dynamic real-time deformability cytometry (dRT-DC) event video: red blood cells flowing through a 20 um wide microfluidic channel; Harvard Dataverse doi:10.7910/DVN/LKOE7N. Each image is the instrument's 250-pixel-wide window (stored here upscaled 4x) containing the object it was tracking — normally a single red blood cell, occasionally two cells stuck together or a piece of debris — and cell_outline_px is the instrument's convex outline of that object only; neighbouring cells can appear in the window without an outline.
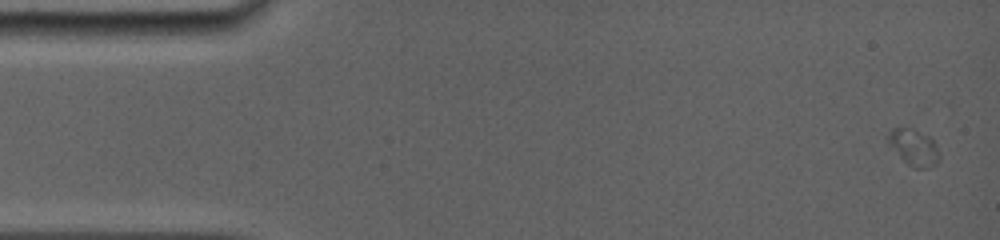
{"species": "common noctule bat (a hibernating species)", "species_latin": "Nyctalus noctula", "temperature_condition": "room temperature", "stored_images_in_passage": 6, "camera_frame_rate_fps": 5000, "um_per_image_px": 0.085, "animal": {"sex": "female", "body_mass_g": 19.0, "forearm_length_mm": 56.7}, "frame": {"image": 1, "passage_image": 1, "time_ms": 0.0, "image_size_px": [1000, 240], "cell_outline_px": [[940, 160], [936, 164], [928, 168], [916, 168], [908, 164], [888, 144], [888, 132], [892, 128], [912, 128], [928, 136], [936, 144], [940, 156]], "centroid_in_image_um": [77.69, 12.53], "position_along_channel_um": 7.3, "area_um2": 10.75}}
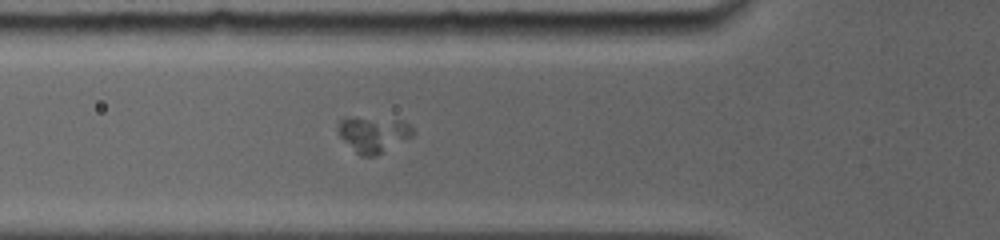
{"frame": {"image": 2, "passage_image": 6, "time_ms": 5.4, "image_size_px": [1000, 240], "cell_outline_px": [[416, 132], [412, 136], [376, 156], [360, 156], [340, 136], [340, 120], [344, 116], [352, 116], [400, 120], [408, 124]], "centroid_in_image_um": [31.75, 11.39], "position_along_channel_um": 94.1, "area_um2": 15.49}}